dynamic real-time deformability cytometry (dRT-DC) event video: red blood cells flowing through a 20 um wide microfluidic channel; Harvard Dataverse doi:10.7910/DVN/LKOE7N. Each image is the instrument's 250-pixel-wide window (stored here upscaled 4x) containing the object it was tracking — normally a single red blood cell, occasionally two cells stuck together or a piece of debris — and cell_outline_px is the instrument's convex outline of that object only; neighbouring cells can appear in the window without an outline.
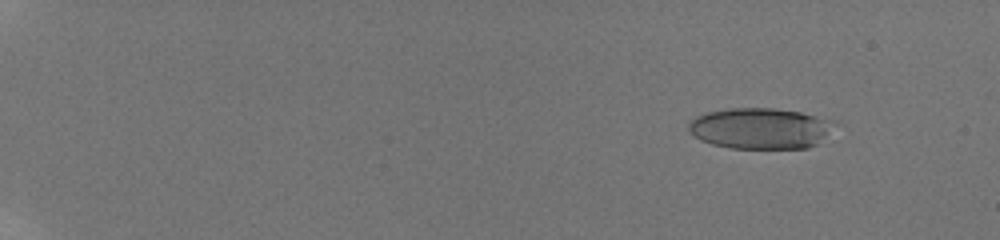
{"species": "human", "species_latin": "Homo sapiens", "temperature_condition": "room temperature", "stored_images_in_passage": 54, "camera_frame_rate_fps": 3000, "um_per_image_px": 0.085, "donor": {"sex": "male"}, "frame": {"image": 1, "passage_image": 7, "time_ms": 2.333, "image_size_px": [1000, 240], "cell_outline_px": [[836, 120], [816, 144], [808, 148], [728, 148], [712, 144], [700, 140], [688, 128], [688, 124], [696, 116], [708, 112], [728, 108], [772, 108], [800, 112]], "centroid_in_image_um": [64.58, 10.9], "position_along_channel_um": 20.4, "area_um2": 34.39}}
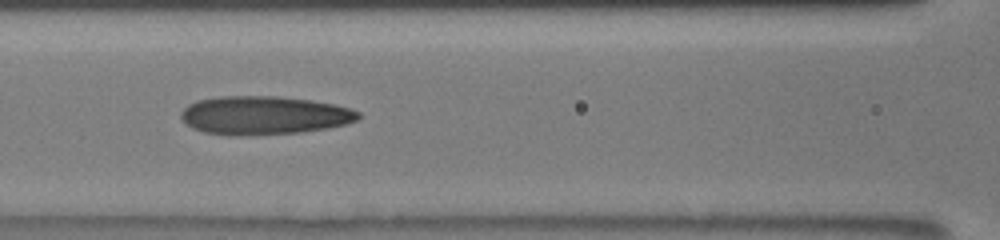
{"frame": {"image": 2, "passage_image": 32, "time_ms": 10.0, "image_size_px": [1000, 240], "cell_outline_px": [[360, 116], [356, 120], [344, 124], [328, 128], [300, 132], [236, 136], [228, 136], [204, 132], [192, 128], [180, 116], [180, 112], [188, 104], [196, 100], [220, 96], [276, 96], [308, 100], [332, 104], [348, 108], [360, 112]], "centroid_in_image_um": [22.39, 9.8], "position_along_channel_um": 144.2, "area_um2": 39.65}}
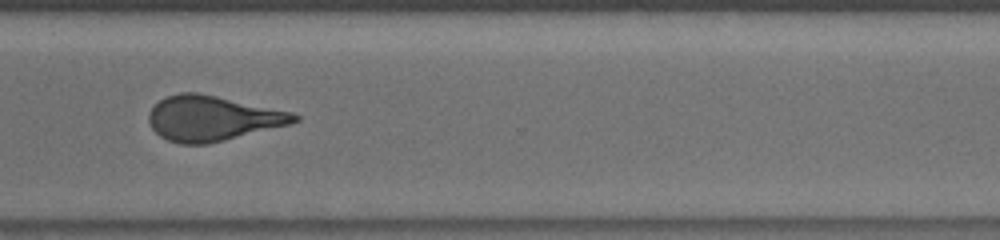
{"frame": {"image": 3, "passage_image": 53, "time_ms": 15.333, "image_size_px": [1000, 240], "cell_outline_px": [[300, 120], [292, 124], [208, 144], [180, 144], [168, 140], [160, 136], [152, 128], [148, 120], [148, 112], [164, 96], [180, 92], [196, 92], [216, 96], [292, 112], [300, 116]], "centroid_in_image_um": [18.05, 10.06], "position_along_channel_um": 352.6, "area_um2": 38.21}}